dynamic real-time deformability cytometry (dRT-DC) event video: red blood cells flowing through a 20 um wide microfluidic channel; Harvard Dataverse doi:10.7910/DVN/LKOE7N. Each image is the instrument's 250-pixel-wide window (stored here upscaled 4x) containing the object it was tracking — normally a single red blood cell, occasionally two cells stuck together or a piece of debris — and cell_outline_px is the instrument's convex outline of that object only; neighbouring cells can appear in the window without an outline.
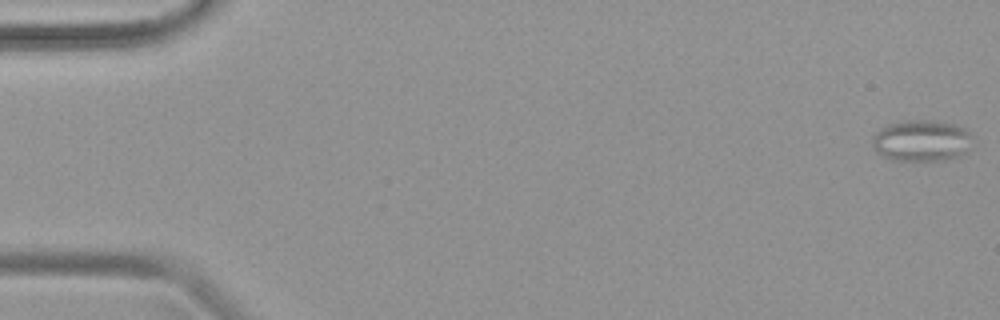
{"species": "common noctule bat (a hibernating species)", "species_latin": "Nyctalus noctula", "temperature_condition": "warm", "stored_images_in_passage": 47, "camera_frame_rate_fps": 3000, "um_per_image_px": 0.085, "animal": {"sex": "female", "body_mass_g": 19.9}, "frame": {"image": 1, "passage_image": 1, "time_ms": 0.0, "image_size_px": [1000, 320], "cell_outline_px": [[976, 144], [968, 152], [960, 156], [944, 160], [892, 160], [876, 152], [872, 144], [872, 136], [880, 128], [888, 124], [900, 120], [936, 120], [968, 128]], "centroid_in_image_um": [78.4, 11.94], "position_along_channel_um": 6.6, "area_um2": 24.91}}
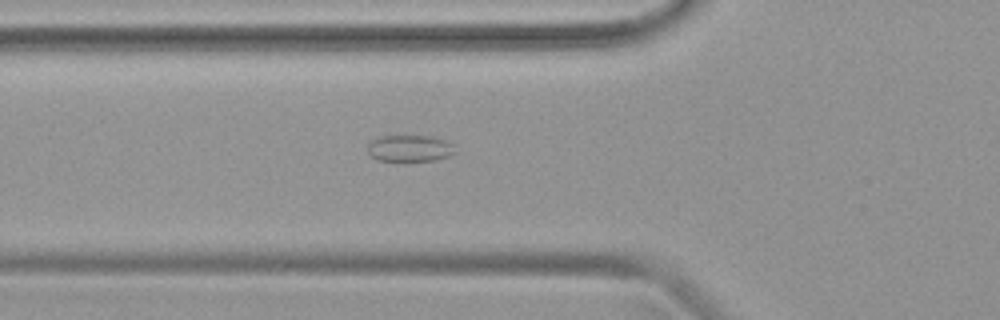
{"frame": {"image": 2, "passage_image": 17, "time_ms": 5.333, "image_size_px": [1000, 320], "cell_outline_px": [[456, 152], [448, 156], [436, 160], [380, 160], [372, 156], [368, 152], [368, 144], [372, 140], [380, 136], [432, 136], [444, 140], [452, 144]], "centroid_in_image_um": [34.84, 12.59], "position_along_channel_um": 91.0, "area_um2": 13.29}}
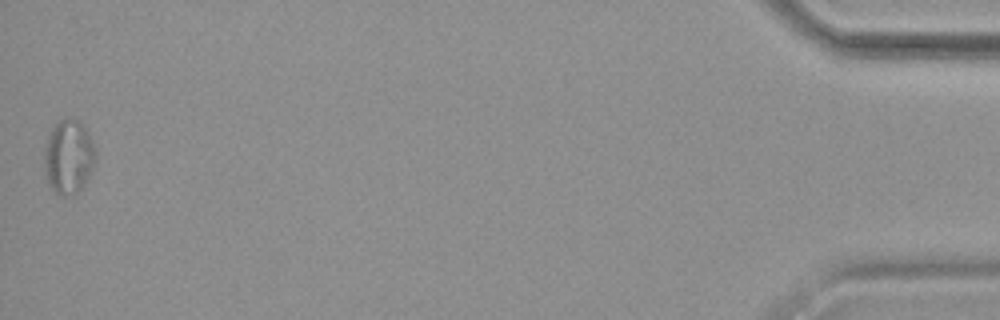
{"frame": {"image": 3, "passage_image": 47, "time_ms": 15.333, "image_size_px": [1000, 320], "cell_outline_px": [[96, 160], [84, 184], [76, 192], [64, 196], [60, 196], [52, 188], [44, 172], [44, 148], [48, 136], [52, 128], [60, 120], [80, 120], [88, 132], [96, 148]], "centroid_in_image_um": [5.83, 13.32], "position_along_channel_um": 429.4, "area_um2": 21.96}}